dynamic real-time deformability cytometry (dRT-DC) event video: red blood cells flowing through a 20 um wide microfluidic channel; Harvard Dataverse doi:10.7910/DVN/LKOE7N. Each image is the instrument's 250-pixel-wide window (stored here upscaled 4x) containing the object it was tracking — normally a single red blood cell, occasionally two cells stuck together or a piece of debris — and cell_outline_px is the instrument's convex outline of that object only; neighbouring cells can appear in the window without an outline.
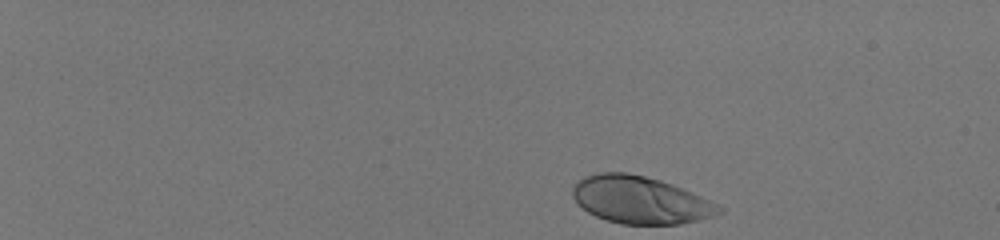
{"species": "human", "species_latin": "Homo sapiens", "temperature_condition": "room temperature", "stored_images_in_passage": 43, "camera_frame_rate_fps": 3000, "um_per_image_px": 0.085, "donor": {"sex": "male"}, "frame": {"image": 1, "passage_image": 1, "time_ms": 0.0, "image_size_px": [1000, 240], "cell_outline_px": [[724, 212], [712, 216], [680, 224], [620, 224], [596, 216], [588, 212], [572, 196], [572, 188], [584, 176], [600, 172], [628, 172], [660, 180], [672, 184], [700, 196], [724, 208]], "centroid_in_image_um": [54.42, 16.99], "position_along_channel_um": 30.6, "area_um2": 40.0}}
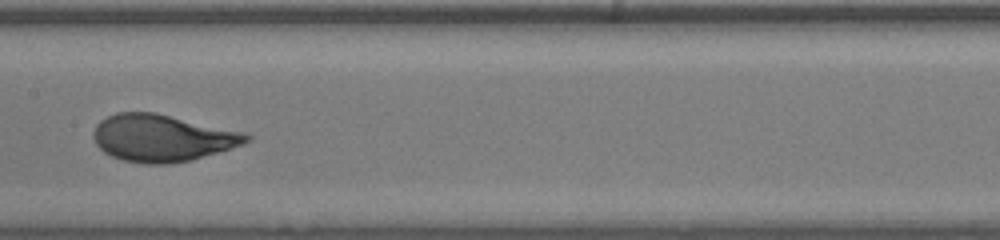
{"frame": {"image": 2, "passage_image": 25, "time_ms": 8.0, "image_size_px": [1000, 240], "cell_outline_px": [[252, 140], [244, 144], [192, 160], [168, 164], [144, 164], [124, 160], [112, 156], [104, 152], [96, 144], [92, 136], [92, 132], [96, 124], [100, 120], [116, 112], [156, 112], [248, 132], [252, 136]], "centroid_in_image_um": [13.82, 11.71], "position_along_channel_um": 193.6, "area_um2": 42.48}}
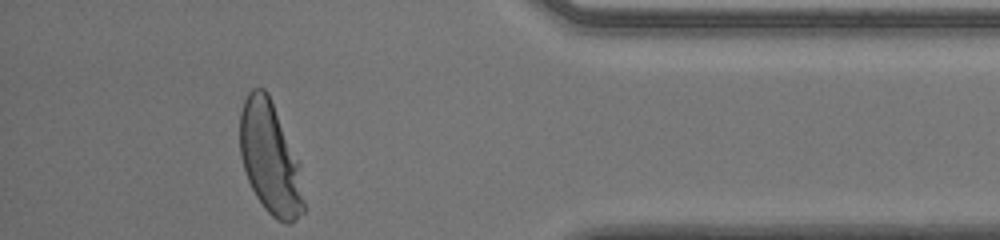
{"frame": {"image": 3, "passage_image": 43, "time_ms": 14.0, "image_size_px": [1000, 240], "cell_outline_px": [[304, 212], [292, 224], [284, 224], [276, 220], [264, 208], [256, 196], [248, 180], [240, 156], [240, 112], [244, 100], [248, 92], [252, 88], [264, 88], [268, 92], [300, 164], [304, 200]], "centroid_in_image_um": [22.96, 13.47], "position_along_channel_um": 412.2, "area_um2": 41.96}, "authors_computed_cell_mechanics": {"area_um2": 40.6912, "velocity_mm_per_s": 3.9816, "shape_relaxation_time_tau1_ms": 3.0905, "shape_relaxation_time_tau2_ms": null, "deformation_change_tau1": 0.1877, "deformation_change_tau2": null}}